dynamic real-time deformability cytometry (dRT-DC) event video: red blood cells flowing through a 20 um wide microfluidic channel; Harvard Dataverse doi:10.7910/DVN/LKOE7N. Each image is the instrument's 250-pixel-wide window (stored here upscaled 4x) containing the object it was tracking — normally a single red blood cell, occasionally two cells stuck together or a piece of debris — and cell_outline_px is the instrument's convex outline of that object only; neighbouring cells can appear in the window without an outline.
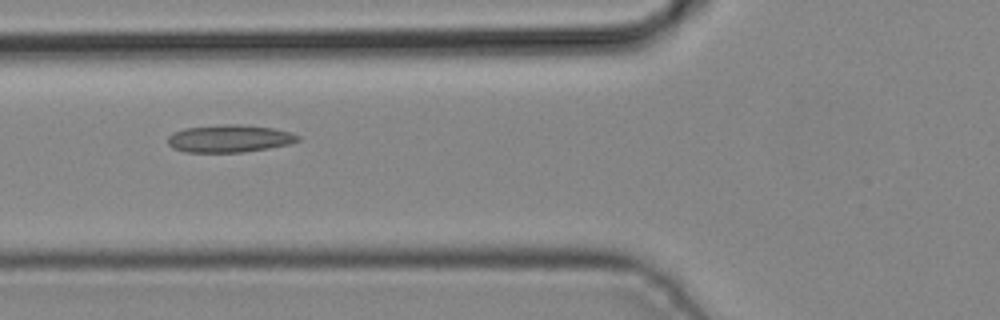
{"species": "common noctule bat (a hibernating species)", "species_latin": "Nyctalus noctula", "temperature_condition": "cold", "stored_images_in_passage": 4, "camera_frame_rate_fps": 3000, "um_per_image_px": 0.085, "animal": {"sex": "male", "body_mass_g": 19.2, "forearm_length_mm": 51.8}, "frame": {"image": 1, "passage_image": 4, "time_ms": 1.0, "image_size_px": [1000, 320], "cell_outline_px": [[300, 140], [288, 144], [268, 148], [244, 152], [184, 152], [172, 148], [168, 144], [168, 136], [172, 132], [184, 128], [224, 124], [240, 124], [272, 128], [292, 132], [300, 136]], "centroid_in_image_um": [19.48, 11.77], "position_along_channel_um": 106.3, "area_um2": 20.98}}